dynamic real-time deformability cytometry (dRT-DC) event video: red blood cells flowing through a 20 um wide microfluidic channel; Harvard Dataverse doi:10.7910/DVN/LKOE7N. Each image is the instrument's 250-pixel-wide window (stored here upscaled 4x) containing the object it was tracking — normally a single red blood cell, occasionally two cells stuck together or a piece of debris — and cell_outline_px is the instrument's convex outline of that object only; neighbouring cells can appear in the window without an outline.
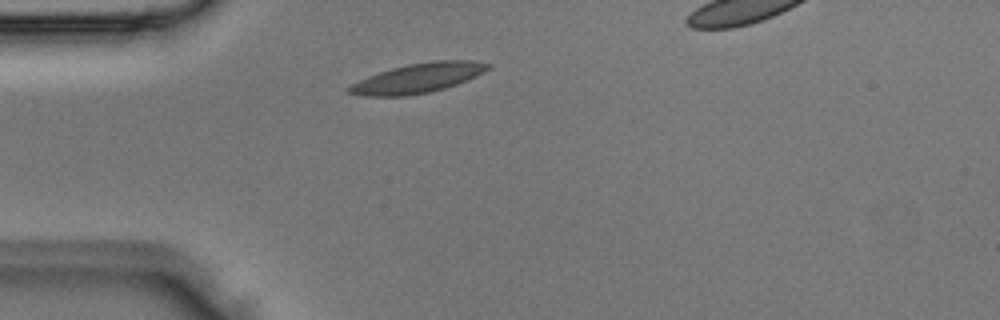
{"species": "Egyptian fruit bat (a non-hibernating species)", "species_latin": "Rousettus aegyptiacus", "temperature_condition": "room temperature", "stored_images_in_passage": 3, "segment_of_instrument_passage": [1, 2], "camera_frame_rate_fps": 3000, "um_per_image_px": 0.085, "animal": {"sex": "male"}, "frame": {"image": 1, "passage_image": 1, "time_ms": 0.0, "image_size_px": [1000, 320], "cell_outline_px": [[492, 68], [476, 76], [456, 84], [444, 88], [428, 92], [408, 96], [360, 96], [344, 92], [344, 88], [368, 76], [392, 68], [408, 64], [432, 60], [472, 60], [492, 64]], "centroid_in_image_um": [35.51, 6.64], "position_along_channel_um": 49.5, "area_um2": 24.1}}